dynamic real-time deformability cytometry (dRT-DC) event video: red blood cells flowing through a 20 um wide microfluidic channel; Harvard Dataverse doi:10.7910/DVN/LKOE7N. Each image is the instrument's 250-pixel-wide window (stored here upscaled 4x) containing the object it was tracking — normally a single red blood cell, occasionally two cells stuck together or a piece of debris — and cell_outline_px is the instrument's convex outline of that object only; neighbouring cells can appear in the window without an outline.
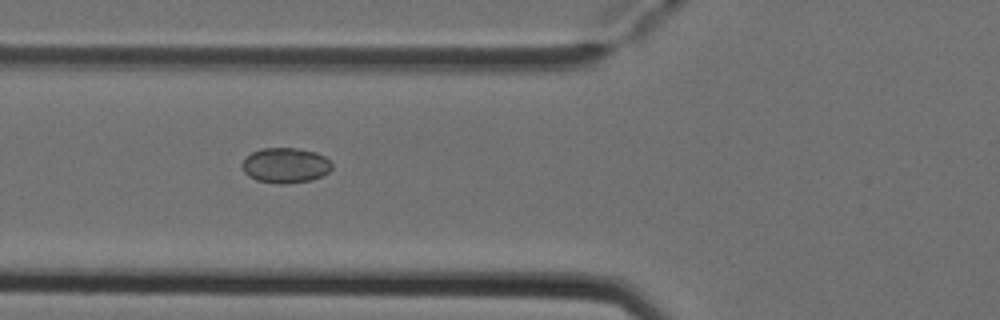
{"species": "Egyptian fruit bat (a non-hibernating species)", "species_latin": "Rousettus aegyptiacus", "temperature_condition": "cold", "stored_images_in_passage": 4, "camera_frame_rate_fps": 3000, "um_per_image_px": 0.085, "animal": {"sex": "female"}, "frame": {"image": 1, "passage_image": 4, "time_ms": 1.0, "image_size_px": [1000, 320], "cell_outline_px": [[332, 168], [328, 172], [312, 180], [284, 184], [280, 184], [256, 180], [248, 176], [244, 172], [240, 164], [252, 152], [260, 148], [296, 148], [316, 152], [324, 156], [332, 164]], "centroid_in_image_um": [24.24, 14.05], "position_along_channel_um": 101.6, "area_um2": 18.44}}